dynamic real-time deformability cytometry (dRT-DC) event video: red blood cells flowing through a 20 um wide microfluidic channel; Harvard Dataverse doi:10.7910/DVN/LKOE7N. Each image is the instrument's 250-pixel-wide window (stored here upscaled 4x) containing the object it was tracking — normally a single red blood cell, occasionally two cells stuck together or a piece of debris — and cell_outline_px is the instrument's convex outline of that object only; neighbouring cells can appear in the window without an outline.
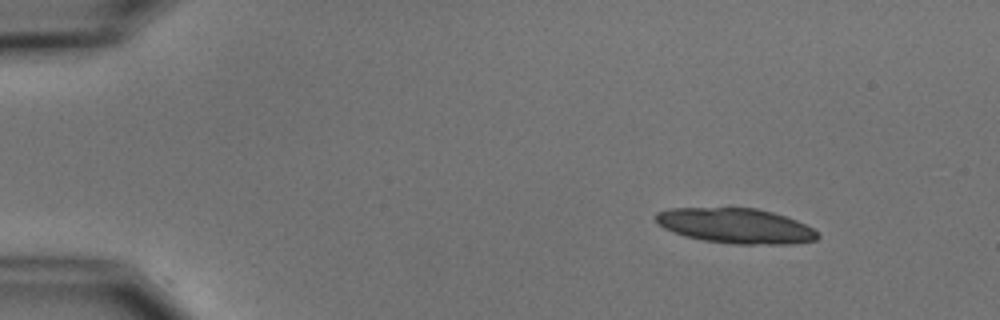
{"species": "common noctule bat (a hibernating species)", "species_latin": "Nyctalus noctula", "temperature_condition": "cold", "stored_images_in_passage": 4, "camera_frame_rate_fps": 3000, "um_per_image_px": 0.085, "animal": {"sex": "male", "body_mass_g": 15.6}, "frame": {"image": 1, "passage_image": 1, "time_ms": 0.0, "image_size_px": [1000, 320], "cell_outline_px": [[820, 236], [816, 240], [792, 244], [736, 244], [704, 240], [684, 236], [672, 232], [664, 228], [652, 216], [656, 212], [672, 208], [756, 208], [772, 212], [796, 220], [812, 228]], "centroid_in_image_um": [62.51, 19.19], "position_along_channel_um": 22.5, "area_um2": 33.0}}